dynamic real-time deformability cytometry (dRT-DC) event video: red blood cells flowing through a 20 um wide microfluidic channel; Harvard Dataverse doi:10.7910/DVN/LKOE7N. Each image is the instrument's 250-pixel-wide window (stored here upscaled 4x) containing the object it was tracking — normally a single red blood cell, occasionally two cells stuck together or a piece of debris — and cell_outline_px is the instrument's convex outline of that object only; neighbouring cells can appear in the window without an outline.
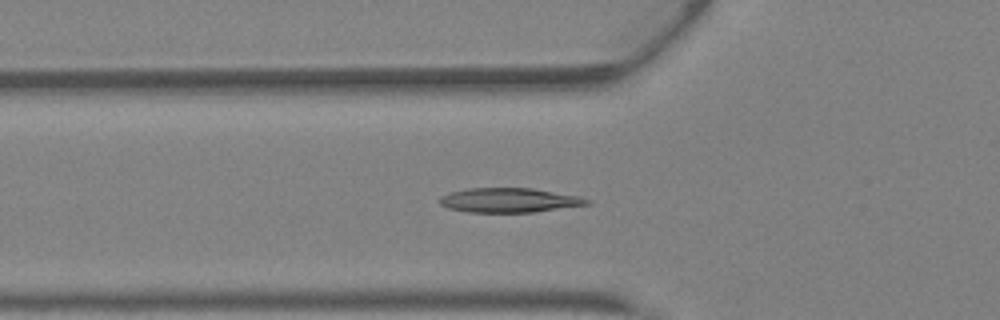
{"species": "Egyptian fruit bat (a non-hibernating species)", "species_latin": "Rousettus aegyptiacus", "temperature_condition": "warm", "stored_images_in_passage": 36, "camera_frame_rate_fps": 3000, "um_per_image_px": 0.085, "animal": {"sex": "female"}, "frame": {"image": 1, "passage_image": 9, "time_ms": 2.667, "image_size_px": [1000, 320], "cell_outline_px": [[592, 204], [532, 212], [468, 212], [448, 208], [440, 204], [436, 200], [440, 196], [452, 192], [468, 188], [532, 188], [580, 196], [592, 200]], "centroid_in_image_um": [43.29, 17.01], "position_along_channel_um": 82.5, "area_um2": 21.1}}
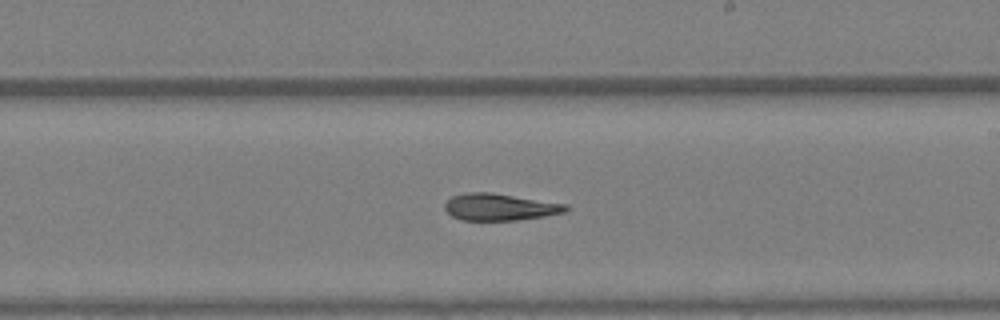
{"frame": {"image": 2, "passage_image": 19, "time_ms": 6.0, "image_size_px": [1000, 320], "cell_outline_px": [[572, 208], [564, 212], [544, 216], [516, 220], [460, 220], [452, 216], [444, 208], [444, 204], [452, 196], [468, 192], [492, 192], [568, 204]], "centroid_in_image_um": [42.5, 17.59], "position_along_channel_um": 246.5, "area_um2": 19.07}}
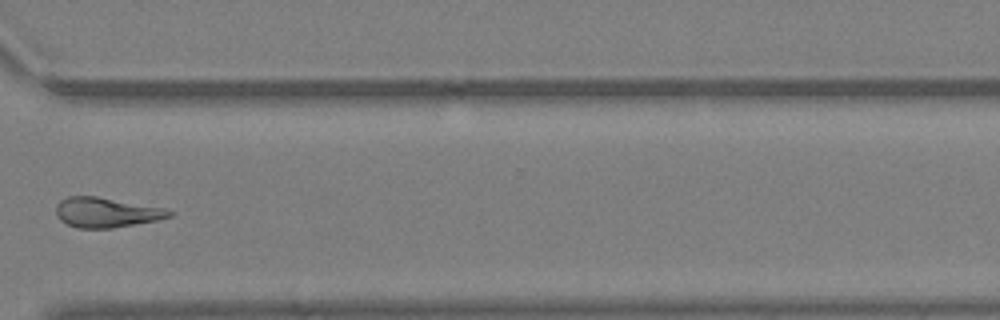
{"frame": {"image": 3, "passage_image": 26, "time_ms": 8.333, "image_size_px": [1000, 320], "cell_outline_px": [[172, 216], [156, 220], [112, 228], [76, 228], [60, 220], [56, 216], [56, 204], [60, 200], [68, 196], [96, 196], [164, 208], [172, 212]], "centroid_in_image_um": [8.98, 18.05], "position_along_channel_um": 361.6, "area_um2": 19.59}, "authors_computed_cell_mechanics": {"area_um2": 20.0277, "velocity_mm_per_s": 4.9115, "shape_relaxation_time_tau1_ms": null, "shape_relaxation_time_tau2_ms": 7.5094, "deformation_change_tau1": null, "deformation_change_tau2": 0.2086}}